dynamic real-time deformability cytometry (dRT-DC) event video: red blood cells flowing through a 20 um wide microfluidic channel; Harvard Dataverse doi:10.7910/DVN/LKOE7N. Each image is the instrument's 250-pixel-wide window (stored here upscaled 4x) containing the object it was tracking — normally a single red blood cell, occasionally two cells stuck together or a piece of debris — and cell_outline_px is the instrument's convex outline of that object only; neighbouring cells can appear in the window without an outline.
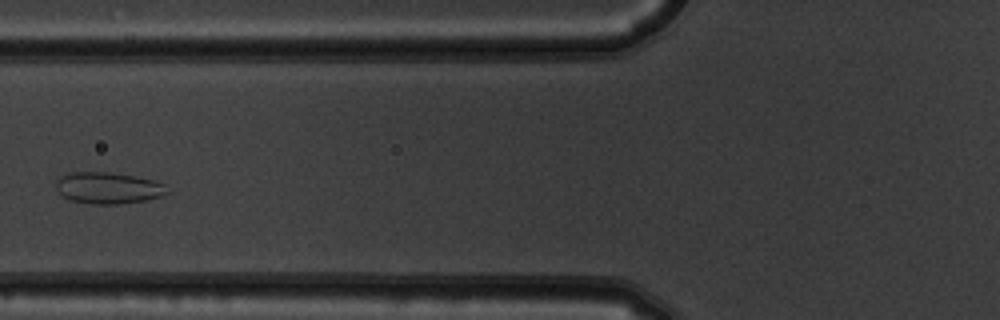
{"species": "common noctule bat (a hibernating species)", "species_latin": "Nyctalus noctula", "temperature_condition": "warm", "stored_images_in_passage": 4, "camera_frame_rate_fps": 3000, "um_per_image_px": 0.085, "animal": {"sex": "male", "body_mass_g": 19.5, "forearm_length_mm": 54.6}, "frame": {"image": 1, "passage_image": 4, "time_ms": 1.0, "image_size_px": [1000, 320], "cell_outline_px": [[168, 192], [164, 196], [144, 200], [120, 204], [92, 204], [72, 200], [60, 196], [56, 188], [56, 180], [60, 176], [68, 172], [108, 172], [156, 180], [168, 184]], "centroid_in_image_um": [9.21, 15.97], "position_along_channel_um": 116.6, "area_um2": 20.69}}